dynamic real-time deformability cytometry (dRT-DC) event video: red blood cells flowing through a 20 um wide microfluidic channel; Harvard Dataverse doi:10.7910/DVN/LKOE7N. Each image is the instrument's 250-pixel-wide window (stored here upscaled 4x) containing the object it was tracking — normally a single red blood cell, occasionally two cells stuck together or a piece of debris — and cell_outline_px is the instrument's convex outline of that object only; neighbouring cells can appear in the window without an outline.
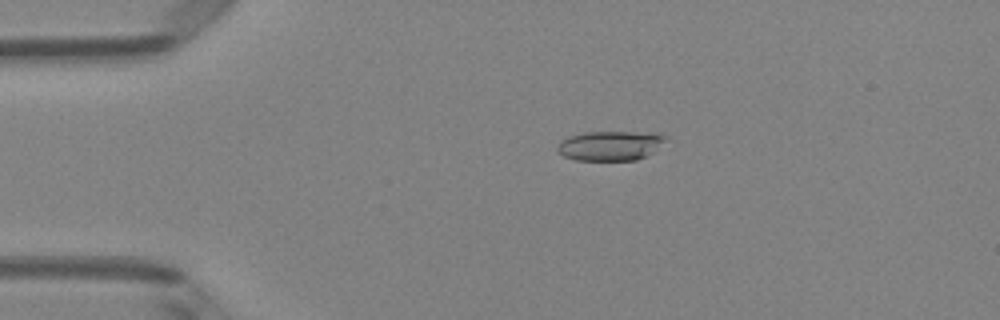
{"species": "Egyptian fruit bat (a non-hibernating species)", "species_latin": "Rousettus aegyptiacus", "temperature_condition": "room temperature", "stored_images_in_passage": 51, "camera_frame_rate_fps": 3000, "um_per_image_px": 0.085, "animal": {"sex": "female"}, "frame": {"image": 1, "passage_image": 11, "time_ms": 3.333, "image_size_px": [1000, 320], "cell_outline_px": [[668, 136], [652, 152], [636, 160], [576, 160], [564, 156], [556, 148], [568, 136], [584, 132], [636, 132]], "centroid_in_image_um": [51.82, 12.38], "position_along_channel_um": 33.2, "area_um2": 18.15}}
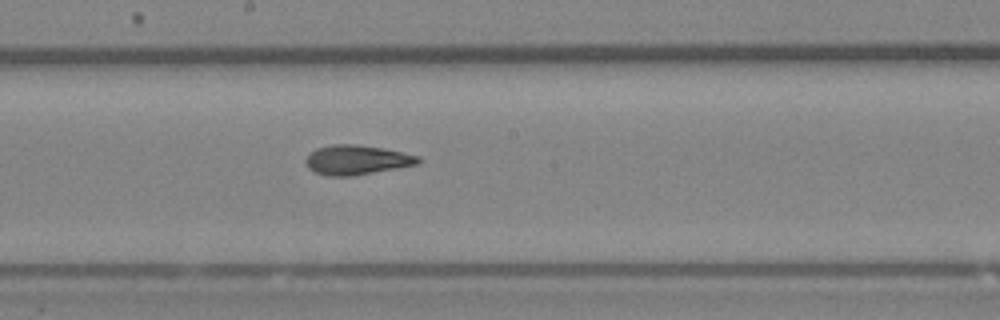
{"frame": {"image": 2, "passage_image": 28, "time_ms": 9.0, "image_size_px": [1000, 320], "cell_outline_px": [[424, 160], [420, 164], [352, 176], [328, 176], [316, 172], [308, 168], [304, 160], [316, 148], [332, 144], [356, 144], [384, 148], [420, 156]], "centroid_in_image_um": [30.37, 13.59], "position_along_channel_um": 217.8, "area_um2": 19.54}}
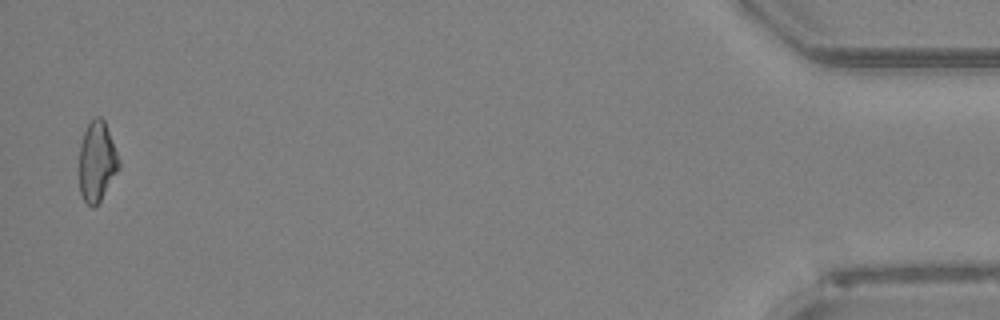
{"frame": {"image": 3, "passage_image": 50, "time_ms": 16.333, "image_size_px": [1000, 320], "cell_outline_px": [[120, 168], [100, 200], [92, 208], [84, 200], [80, 192], [80, 144], [84, 132], [88, 124], [96, 116], [100, 116], [104, 120], [120, 160]], "centroid_in_image_um": [8.25, 13.72], "position_along_channel_um": 426.9, "area_um2": 18.26}, "authors_computed_cell_mechanics": {"area_um2": 18.9584, "velocity_mm_per_s": 4.0651, "shape_relaxation_time_tau1_ms": 3.4784, "shape_relaxation_time_tau2_ms": 1.7958, "deformation_change_tau1": 0.1347, "deformation_change_tau2": 0.0969}}